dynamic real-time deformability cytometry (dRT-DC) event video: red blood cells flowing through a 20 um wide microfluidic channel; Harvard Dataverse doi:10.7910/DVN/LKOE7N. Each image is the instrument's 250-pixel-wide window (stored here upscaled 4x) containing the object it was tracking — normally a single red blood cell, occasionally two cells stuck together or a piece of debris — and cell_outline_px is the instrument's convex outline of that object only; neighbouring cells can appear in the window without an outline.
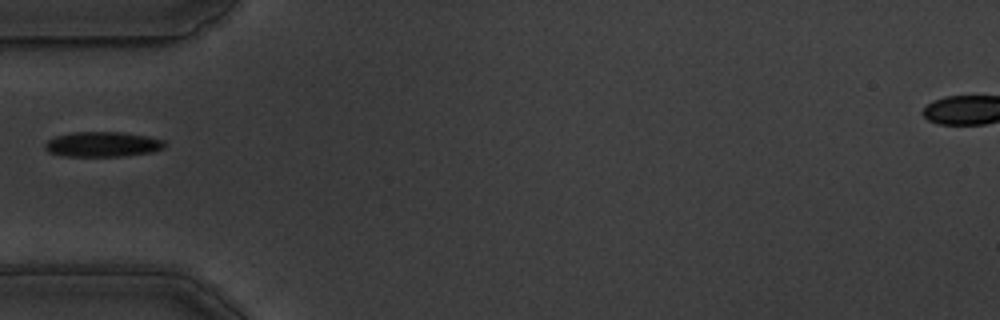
{"species": "common noctule bat (a hibernating species)", "species_latin": "Nyctalus noctula", "temperature_condition": "warm", "stored_images_in_passage": 31, "camera_frame_rate_fps": 3000, "um_per_image_px": 0.085, "animal": {"sex": "male", "body_mass_g": 19.5, "forearm_length_mm": 54.6}, "frame": {"image": 1, "passage_image": 1, "time_ms": 0.0, "image_size_px": [1000, 320], "cell_outline_px": [[164, 148], [152, 152], [120, 156], [64, 156], [48, 152], [44, 148], [44, 144], [48, 140], [56, 136], [72, 132], [124, 132], [148, 136], [164, 140]], "centroid_in_image_um": [8.7, 12.26], "position_along_channel_um": 76.3, "area_um2": 17.51}}
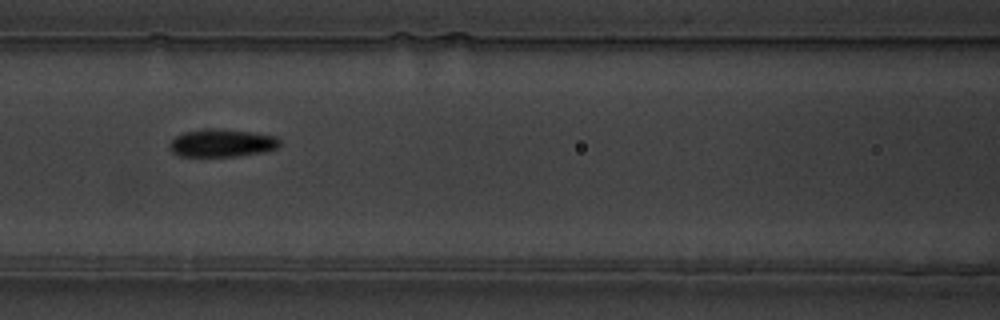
{"frame": {"image": 2, "passage_image": 7, "time_ms": 2.0, "image_size_px": [1000, 320], "cell_outline_px": [[280, 144], [276, 148], [264, 152], [240, 156], [180, 156], [172, 152], [168, 148], [168, 144], [176, 136], [184, 132], [212, 128], [216, 128], [248, 132], [276, 136], [280, 140]], "centroid_in_image_um": [18.84, 12.17], "position_along_channel_um": 147.8, "area_um2": 17.8}}
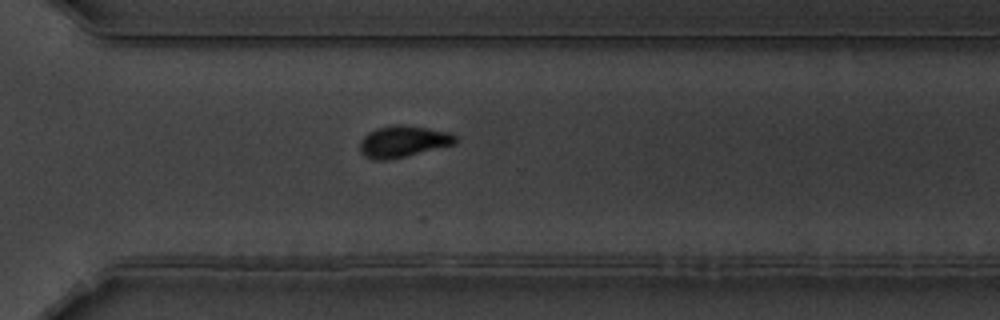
{"frame": {"image": 3, "passage_image": 23, "time_ms": 7.333, "image_size_px": [1000, 320], "cell_outline_px": [[456, 144], [388, 160], [376, 160], [368, 156], [360, 148], [360, 140], [368, 132], [376, 128], [392, 124], [404, 124], [452, 132], [456, 136]], "centroid_in_image_um": [34.31, 11.99], "position_along_channel_um": 336.3, "area_um2": 17.51}}